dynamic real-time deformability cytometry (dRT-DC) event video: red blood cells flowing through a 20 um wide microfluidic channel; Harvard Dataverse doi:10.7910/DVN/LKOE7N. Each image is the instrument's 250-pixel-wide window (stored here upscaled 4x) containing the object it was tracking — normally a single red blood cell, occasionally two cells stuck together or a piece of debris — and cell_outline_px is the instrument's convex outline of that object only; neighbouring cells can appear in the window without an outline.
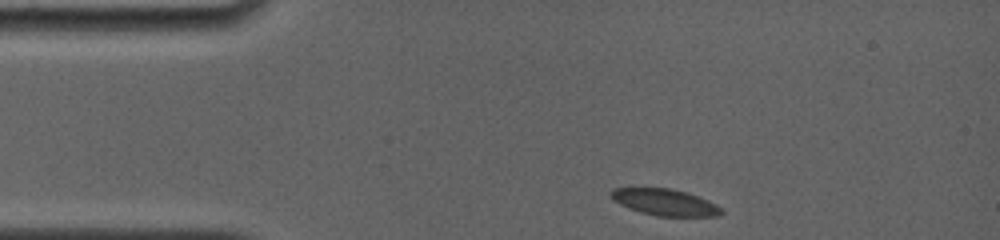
{"species": "common noctule bat (a hibernating species)", "species_latin": "Nyctalus noctula", "temperature_condition": "room temperature", "stored_images_in_passage": 35, "camera_frame_rate_fps": 4000, "um_per_image_px": 0.085, "animal": {"sex": "female", "body_mass_g": 19.0, "forearm_length_mm": 56.7}, "frame": {"image": 1, "passage_image": 1, "time_ms": 0.0, "image_size_px": [1000, 240], "cell_outline_px": [[724, 212], [720, 216], [656, 216], [640, 212], [620, 204], [612, 200], [612, 188], [632, 184], [672, 188], [688, 192], [708, 200], [716, 204]], "centroid_in_image_um": [56.44, 17.12], "position_along_channel_um": 28.6, "area_um2": 17.92}}
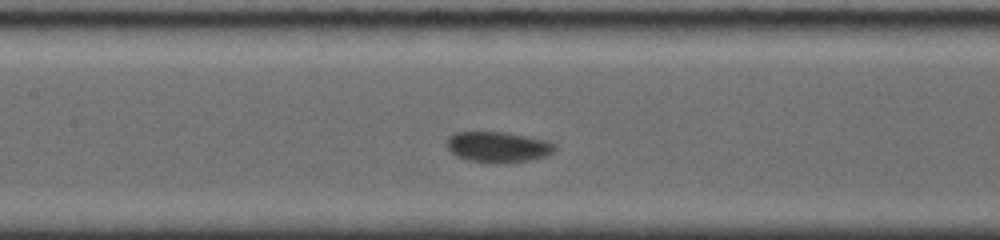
{"frame": {"image": 2, "passage_image": 21, "time_ms": 5.0, "image_size_px": [1000, 240], "cell_outline_px": [[556, 148], [548, 156], [532, 160], [468, 160], [456, 156], [448, 148], [448, 136], [456, 132], [504, 132], [548, 140], [556, 144]], "centroid_in_image_um": [42.37, 12.44], "position_along_channel_um": 165.0, "area_um2": 18.55}}
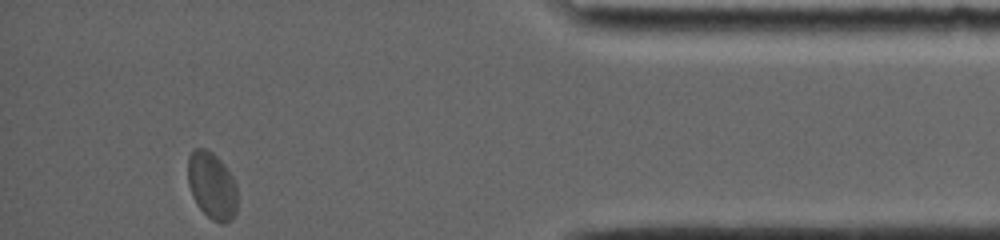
{"frame": {"image": 3, "passage_image": 35, "time_ms": 12.75, "image_size_px": [1000, 240], "cell_outline_px": [[236, 212], [232, 220], [224, 224], [220, 224], [212, 220], [196, 204], [192, 196], [188, 184], [188, 156], [196, 148], [204, 148], [212, 152], [224, 164], [232, 176], [236, 184]], "centroid_in_image_um": [18.01, 15.8], "position_along_channel_um": 417.2, "area_um2": 19.42}, "authors_computed_cell_mechanics": {"area_um2": 18.5538, "velocity_mm_per_s": 3.6566, "shape_relaxation_time_tau1_ms": null, "shape_relaxation_time_tau2_ms": 0.9411, "deformation_change_tau1": null, "deformation_change_tau2": 0.0234}}